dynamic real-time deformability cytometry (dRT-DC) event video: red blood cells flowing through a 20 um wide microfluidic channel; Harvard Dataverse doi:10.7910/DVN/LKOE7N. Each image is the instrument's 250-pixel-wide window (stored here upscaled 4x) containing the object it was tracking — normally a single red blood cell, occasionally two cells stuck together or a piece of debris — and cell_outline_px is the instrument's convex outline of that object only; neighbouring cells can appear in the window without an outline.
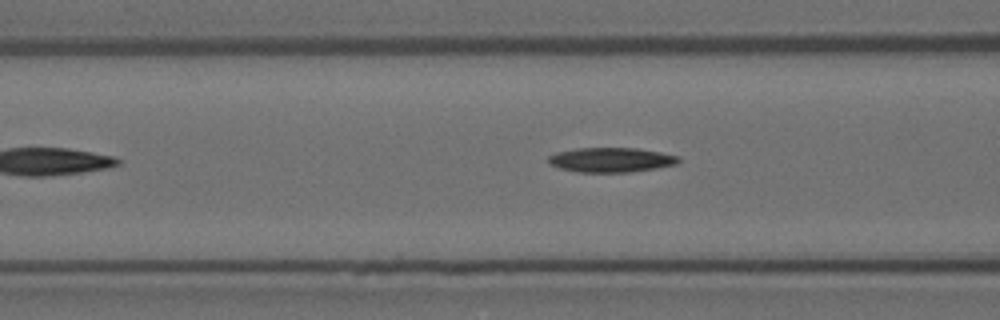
{"species": "Egyptian fruit bat (a non-hibernating species)", "species_latin": "Rousettus aegyptiacus", "temperature_condition": "room temperature", "stored_images_in_passage": 28, "camera_frame_rate_fps": 3000, "um_per_image_px": 0.085, "animal": {"sex": "female"}, "frame": {"image": 1, "passage_image": 5, "time_ms": 1.333, "image_size_px": [1000, 320], "cell_outline_px": [[680, 160], [676, 164], [656, 168], [632, 172], [576, 172], [560, 168], [548, 164], [548, 156], [556, 152], [576, 148], [636, 148], [660, 152], [680, 156]], "centroid_in_image_um": [51.92, 13.59], "position_along_channel_um": 114.7, "area_um2": 18.79}}
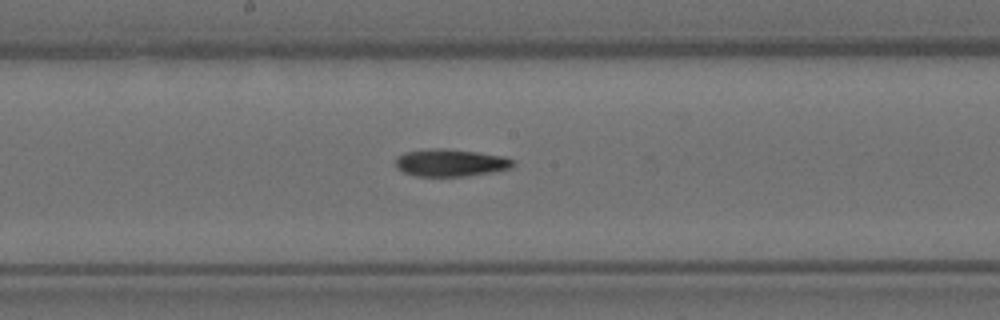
{"frame": {"image": 2, "passage_image": 13, "time_ms": 4.0, "image_size_px": [1000, 320], "cell_outline_px": [[516, 164], [512, 168], [496, 172], [468, 176], [416, 176], [404, 172], [396, 168], [396, 156], [404, 152], [432, 148], [444, 148], [476, 152], [504, 156], [516, 160]], "centroid_in_image_um": [38.35, 13.83], "position_along_channel_um": 209.9, "area_um2": 19.07}}
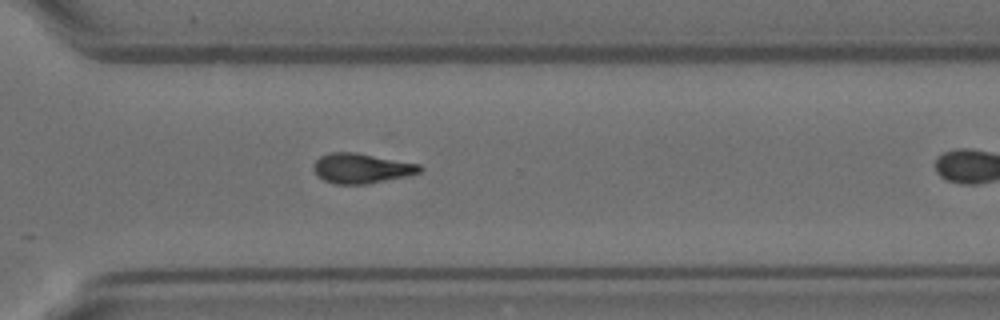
{"frame": {"image": 3, "passage_image": 24, "time_ms": 7.667, "image_size_px": [1000, 320], "cell_outline_px": [[424, 168], [420, 172], [404, 176], [368, 184], [332, 184], [324, 180], [312, 168], [312, 164], [320, 156], [328, 152], [356, 152], [420, 164]], "centroid_in_image_um": [30.7, 14.29], "position_along_channel_um": 339.9, "area_um2": 18.55}}